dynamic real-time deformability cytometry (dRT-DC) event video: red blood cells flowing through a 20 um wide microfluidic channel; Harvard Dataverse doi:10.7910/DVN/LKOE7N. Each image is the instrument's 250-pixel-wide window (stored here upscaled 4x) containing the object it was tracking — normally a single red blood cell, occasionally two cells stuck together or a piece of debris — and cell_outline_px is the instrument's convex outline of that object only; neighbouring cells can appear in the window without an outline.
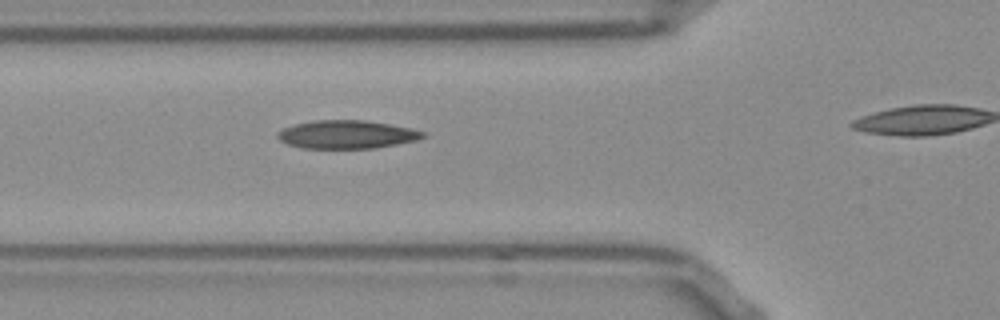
{"species": "Egyptian fruit bat (a non-hibernating species)", "species_latin": "Rousettus aegyptiacus", "temperature_condition": "room temperature", "stored_images_in_passage": 26, "camera_frame_rate_fps": 3000, "um_per_image_px": 0.085, "frame": {"image": 1, "passage_image": 12, "time_ms": 3.667, "image_size_px": [1000, 320], "cell_outline_px": [[424, 136], [416, 140], [396, 144], [372, 148], [304, 148], [288, 144], [280, 140], [276, 136], [276, 132], [284, 128], [296, 124], [312, 120], [364, 120], [412, 128], [424, 132]], "centroid_in_image_um": [29.44, 11.42], "position_along_channel_um": 96.4, "area_um2": 23.7}}
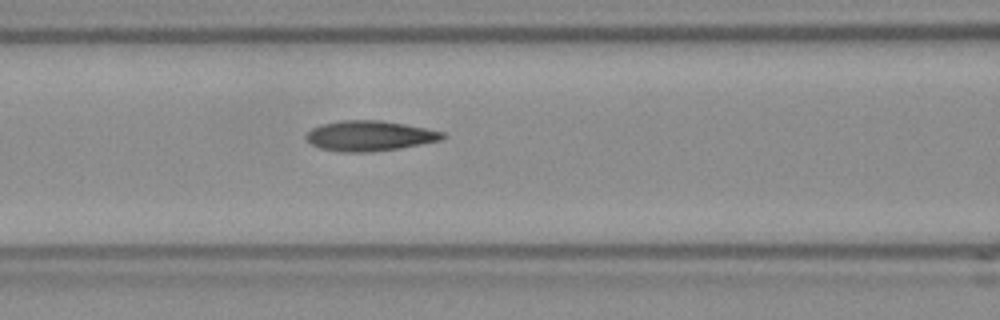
{"frame": {"image": 2, "passage_image": 15, "time_ms": 4.667, "image_size_px": [1000, 320], "cell_outline_px": [[448, 136], [444, 140], [400, 148], [368, 152], [340, 152], [320, 148], [312, 144], [304, 136], [312, 128], [320, 124], [340, 120], [380, 120], [404, 124], [444, 132]], "centroid_in_image_um": [31.43, 11.54], "position_along_channel_um": 135.2, "area_um2": 24.16}}